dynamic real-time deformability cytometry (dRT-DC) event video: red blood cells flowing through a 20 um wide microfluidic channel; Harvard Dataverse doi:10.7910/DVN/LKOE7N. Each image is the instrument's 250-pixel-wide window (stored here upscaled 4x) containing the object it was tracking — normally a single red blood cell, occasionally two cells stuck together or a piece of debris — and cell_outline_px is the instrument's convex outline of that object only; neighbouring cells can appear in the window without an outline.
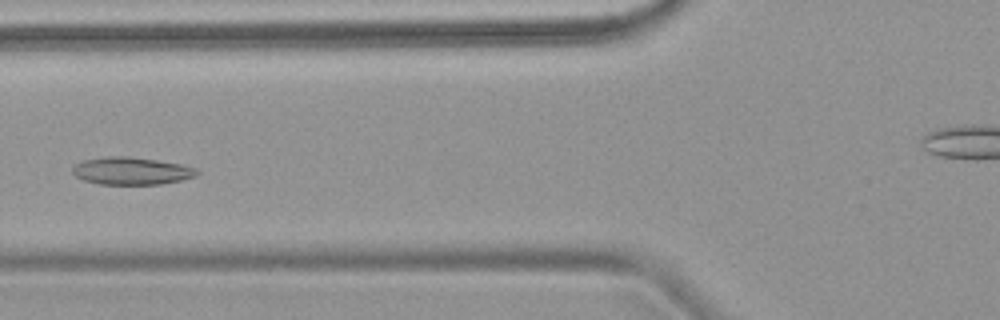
{"species": "common noctule bat (a hibernating species)", "species_latin": "Nyctalus noctula", "temperature_condition": "warm", "stored_images_in_passage": 5, "camera_frame_rate_fps": 3000, "um_per_image_px": 0.085, "animal": {"sex": "female", "body_mass_g": 18.4}, "frame": {"image": 1, "passage_image": 5, "time_ms": 5.667, "image_size_px": [1000, 320], "cell_outline_px": [[200, 172], [196, 176], [180, 180], [160, 184], [100, 184], [84, 180], [76, 176], [72, 172], [72, 168], [76, 164], [84, 160], [108, 156], [128, 156], [156, 160], [180, 164], [196, 168]], "centroid_in_image_um": [11.18, 14.52], "position_along_channel_um": 114.6, "area_um2": 19.77}}